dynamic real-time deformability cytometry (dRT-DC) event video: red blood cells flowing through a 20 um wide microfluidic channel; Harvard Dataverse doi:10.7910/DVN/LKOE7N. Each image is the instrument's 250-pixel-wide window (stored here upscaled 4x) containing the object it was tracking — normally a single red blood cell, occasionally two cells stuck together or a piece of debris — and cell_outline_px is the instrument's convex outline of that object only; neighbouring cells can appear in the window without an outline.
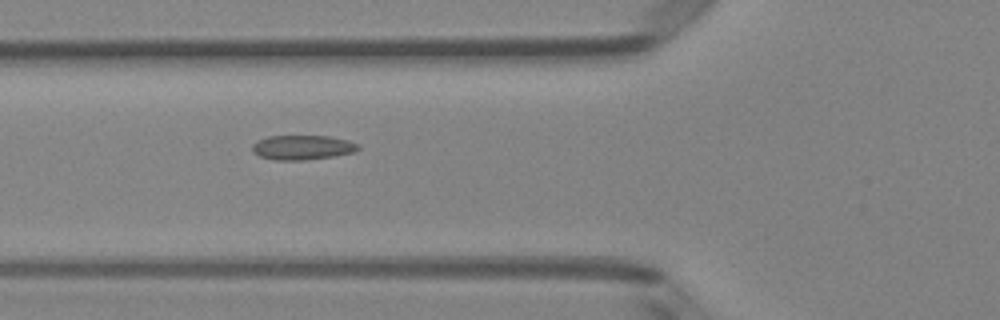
{"species": "Egyptian fruit bat (a non-hibernating species)", "species_latin": "Rousettus aegyptiacus", "temperature_condition": "room temperature", "stored_images_in_passage": 2, "camera_frame_rate_fps": 3000, "um_per_image_px": 0.085, "animal": {"sex": "female"}, "frame": {"image": 1, "passage_image": 2, "time_ms": 0.333, "image_size_px": [1000, 320], "cell_outline_px": [[360, 148], [352, 152], [332, 156], [304, 160], [276, 160], [260, 156], [252, 152], [252, 144], [256, 140], [268, 136], [328, 136], [348, 140], [360, 144]], "centroid_in_image_um": [25.68, 12.52], "position_along_channel_um": 100.1, "area_um2": 15.14}}